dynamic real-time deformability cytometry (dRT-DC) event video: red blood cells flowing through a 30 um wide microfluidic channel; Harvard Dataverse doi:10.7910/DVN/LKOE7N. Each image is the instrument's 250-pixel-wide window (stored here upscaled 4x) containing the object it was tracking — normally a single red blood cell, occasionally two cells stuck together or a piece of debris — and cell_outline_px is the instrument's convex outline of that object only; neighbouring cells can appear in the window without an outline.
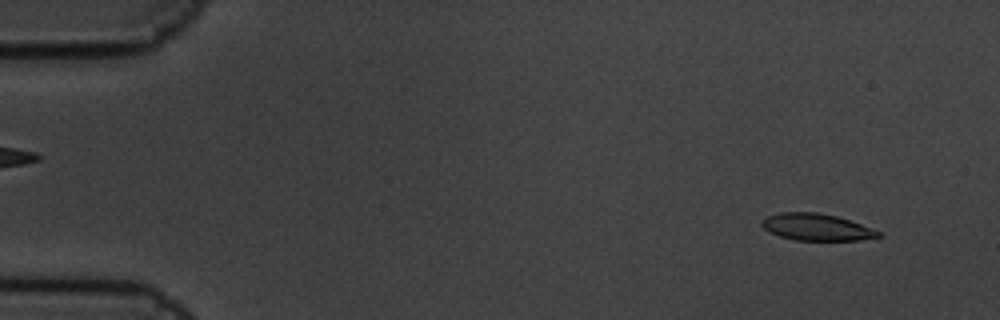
{"species": "common noctule bat (a hibernating species)", "species_latin": "Nyctalus noctula", "temperature_condition": "cold", "stored_images_in_passage": 6, "camera_frame_rate_fps": 3000, "um_per_image_px": 0.085, "animal": {"sex": "male", "body_mass_g": 19.5, "forearm_length_mm": 54.6}, "frame": {"image": 1, "passage_image": 1, "time_ms": 0.0, "image_size_px": [1000, 320], "cell_outline_px": [[884, 236], [860, 240], [796, 240], [780, 236], [764, 228], [760, 224], [768, 216], [780, 212], [816, 212], [836, 216], [860, 224], [880, 232]], "centroid_in_image_um": [69.42, 19.31], "position_along_channel_um": 15.6, "area_um2": 17.92}}
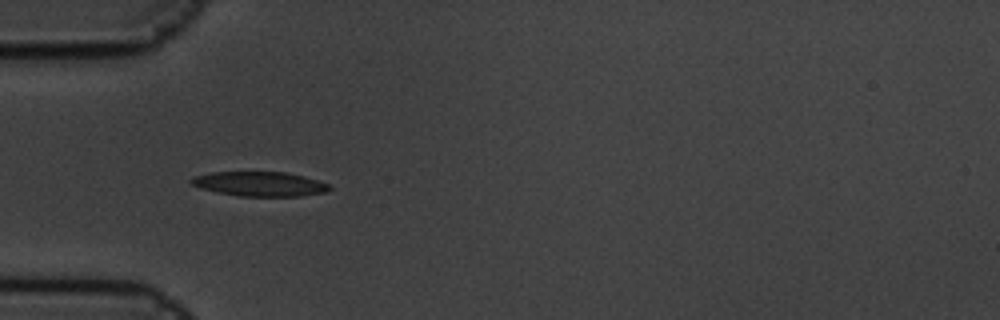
{"frame": {"image": 2, "passage_image": 5, "time_ms": 1.333, "image_size_px": [1000, 320], "cell_outline_px": [[332, 188], [324, 192], [300, 196], [240, 196], [200, 188], [192, 184], [188, 180], [192, 176], [212, 172], [284, 172], [304, 176], [328, 184]], "centroid_in_image_um": [22.04, 15.63], "position_along_channel_um": 63.0, "area_um2": 19.59}}
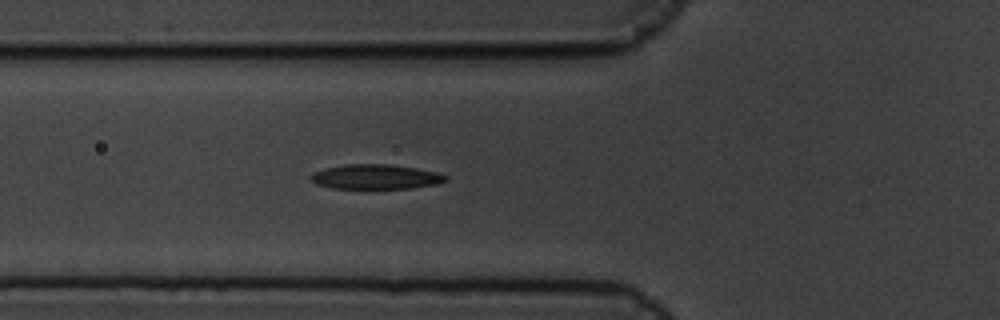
{"frame": {"image": 3, "passage_image": 6, "time_ms": 1.667, "image_size_px": [1000, 320], "cell_outline_px": [[448, 180], [436, 184], [412, 188], [332, 188], [316, 184], [312, 180], [312, 172], [324, 168], [344, 164], [392, 164], [440, 172], [448, 176]], "centroid_in_image_um": [31.97, 15.01], "position_along_channel_um": 93.8, "area_um2": 19.54}}